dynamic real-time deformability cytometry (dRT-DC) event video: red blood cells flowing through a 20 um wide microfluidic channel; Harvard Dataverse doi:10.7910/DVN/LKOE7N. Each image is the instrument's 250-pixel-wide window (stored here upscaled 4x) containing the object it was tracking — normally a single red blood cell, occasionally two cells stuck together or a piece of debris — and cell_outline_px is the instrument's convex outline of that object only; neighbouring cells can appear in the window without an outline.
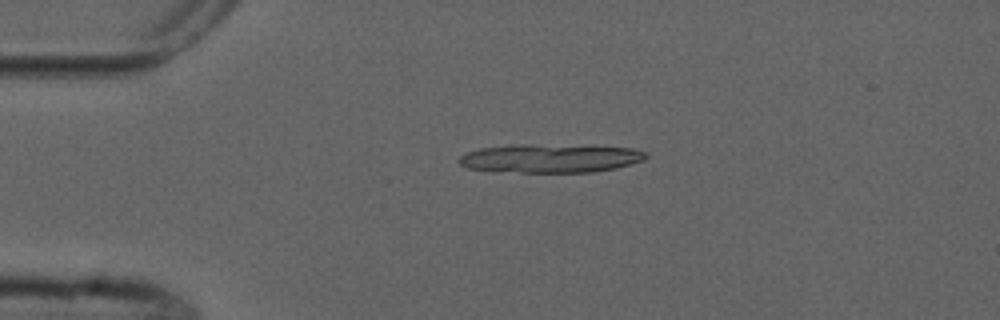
{"species": "common noctule bat (a hibernating species)", "species_latin": "Nyctalus noctula", "temperature_condition": "cold", "stored_images_in_passage": 4, "camera_frame_rate_fps": 3000, "um_per_image_px": 0.085, "animal": {"sex": "male", "forearm_length_mm": 52.5}, "frame": {"image": 1, "passage_image": 2, "time_ms": 1.0, "image_size_px": [1000, 320], "cell_outline_px": [[648, 156], [644, 160], [616, 168], [592, 172], [520, 172], [468, 168], [460, 164], [456, 160], [460, 156], [468, 152], [480, 148], [512, 144], [528, 144], [636, 148], [644, 152]], "centroid_in_image_um": [46.77, 13.45], "position_along_channel_um": 38.2, "area_um2": 30.92}}